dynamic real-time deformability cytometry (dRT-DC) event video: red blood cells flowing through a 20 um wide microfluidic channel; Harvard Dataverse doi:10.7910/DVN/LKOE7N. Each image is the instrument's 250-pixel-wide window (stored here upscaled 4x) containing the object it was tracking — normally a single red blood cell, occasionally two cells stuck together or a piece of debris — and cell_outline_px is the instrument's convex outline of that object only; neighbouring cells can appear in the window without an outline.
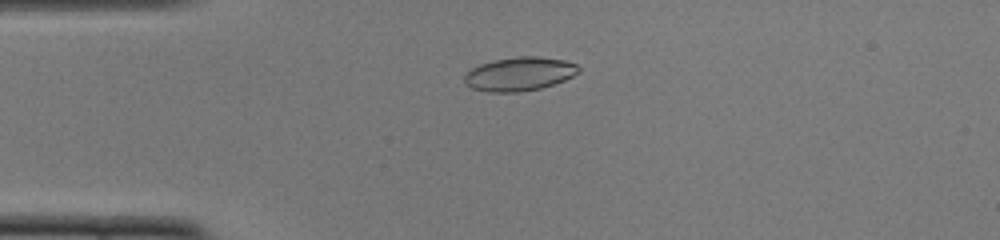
{"species": "common noctule bat (a hibernating species)", "species_latin": "Nyctalus noctula", "temperature_condition": "cold", "stored_images_in_passage": 40, "camera_frame_rate_fps": 3000, "um_per_image_px": 0.085, "animal": {"sex": "female", "body_mass_g": 22.0, "forearm_length_mm": 56.7}, "frame": {"image": 1, "passage_image": 1, "time_ms": 0.0, "image_size_px": [1000, 240], "cell_outline_px": [[580, 72], [564, 80], [540, 88], [520, 92], [488, 92], [472, 88], [464, 84], [464, 76], [472, 68], [480, 64], [492, 60], [520, 56], [540, 56], [564, 60], [576, 64], [580, 68]], "centroid_in_image_um": [44.14, 6.28], "position_along_channel_um": 40.9, "area_um2": 22.48}}
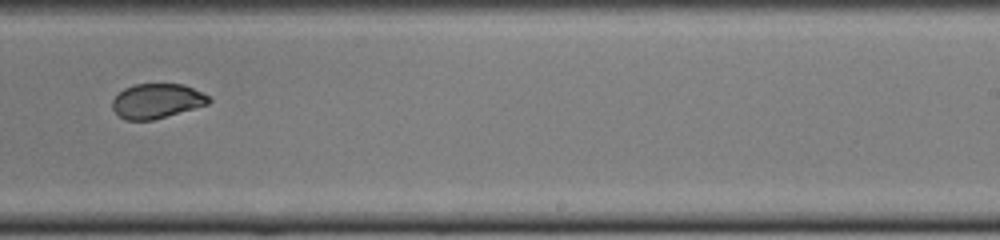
{"frame": {"image": 2, "passage_image": 21, "time_ms": 6.667, "image_size_px": [1000, 240], "cell_outline_px": [[212, 100], [208, 104], [152, 120], [124, 120], [112, 108], [112, 100], [124, 88], [136, 84], [184, 84], [208, 96]], "centroid_in_image_um": [13.31, 8.58], "position_along_channel_um": 275.7, "area_um2": 19.25}}
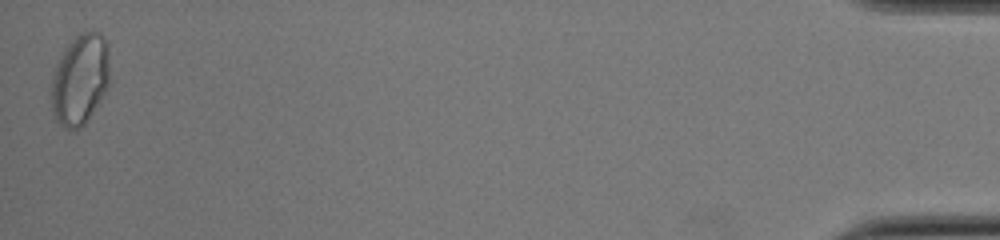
{"frame": {"image": 3, "passage_image": 40, "time_ms": 13.0, "image_size_px": [1000, 240], "cell_outline_px": [[108, 84], [88, 120], [76, 132], [68, 132], [56, 120], [52, 112], [52, 76], [60, 52], [80, 32], [100, 32], [104, 36], [108, 44]], "centroid_in_image_um": [6.78, 6.77], "position_along_channel_um": 428.4, "area_um2": 31.04}}